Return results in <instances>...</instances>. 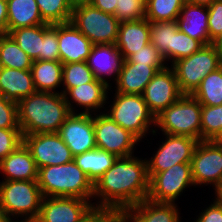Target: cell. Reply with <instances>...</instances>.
<instances>
[{"label":"cell","mask_w":222,"mask_h":222,"mask_svg":"<svg viewBox=\"0 0 222 222\" xmlns=\"http://www.w3.org/2000/svg\"><path fill=\"white\" fill-rule=\"evenodd\" d=\"M148 192L147 161L133 155L118 157L94 183L93 198L101 199L95 208L125 210L147 198Z\"/></svg>","instance_id":"cell-1"},{"label":"cell","mask_w":222,"mask_h":222,"mask_svg":"<svg viewBox=\"0 0 222 222\" xmlns=\"http://www.w3.org/2000/svg\"><path fill=\"white\" fill-rule=\"evenodd\" d=\"M18 125L22 136L37 133H58L71 114L60 92L36 91L17 103Z\"/></svg>","instance_id":"cell-2"},{"label":"cell","mask_w":222,"mask_h":222,"mask_svg":"<svg viewBox=\"0 0 222 222\" xmlns=\"http://www.w3.org/2000/svg\"><path fill=\"white\" fill-rule=\"evenodd\" d=\"M37 183L43 197L93 198L94 184L74 160L38 168Z\"/></svg>","instance_id":"cell-3"},{"label":"cell","mask_w":222,"mask_h":222,"mask_svg":"<svg viewBox=\"0 0 222 222\" xmlns=\"http://www.w3.org/2000/svg\"><path fill=\"white\" fill-rule=\"evenodd\" d=\"M155 125L163 134L188 136L201 141V104L192 95L183 94L155 117Z\"/></svg>","instance_id":"cell-4"},{"label":"cell","mask_w":222,"mask_h":222,"mask_svg":"<svg viewBox=\"0 0 222 222\" xmlns=\"http://www.w3.org/2000/svg\"><path fill=\"white\" fill-rule=\"evenodd\" d=\"M43 195L37 180L0 182V205L7 219L21 216L36 220L40 213Z\"/></svg>","instance_id":"cell-5"},{"label":"cell","mask_w":222,"mask_h":222,"mask_svg":"<svg viewBox=\"0 0 222 222\" xmlns=\"http://www.w3.org/2000/svg\"><path fill=\"white\" fill-rule=\"evenodd\" d=\"M110 112L105 113L118 125L141 140L149 126L155 125V116L149 110L142 95L115 93Z\"/></svg>","instance_id":"cell-6"},{"label":"cell","mask_w":222,"mask_h":222,"mask_svg":"<svg viewBox=\"0 0 222 222\" xmlns=\"http://www.w3.org/2000/svg\"><path fill=\"white\" fill-rule=\"evenodd\" d=\"M177 84L182 94H192L201 81L210 73L222 66V59L213 44L203 47L171 65Z\"/></svg>","instance_id":"cell-7"},{"label":"cell","mask_w":222,"mask_h":222,"mask_svg":"<svg viewBox=\"0 0 222 222\" xmlns=\"http://www.w3.org/2000/svg\"><path fill=\"white\" fill-rule=\"evenodd\" d=\"M70 22L84 34L93 45L116 44L120 21L91 4L73 8Z\"/></svg>","instance_id":"cell-8"},{"label":"cell","mask_w":222,"mask_h":222,"mask_svg":"<svg viewBox=\"0 0 222 222\" xmlns=\"http://www.w3.org/2000/svg\"><path fill=\"white\" fill-rule=\"evenodd\" d=\"M147 198L155 202L175 203L183 190L194 184L191 163H178L157 174H148Z\"/></svg>","instance_id":"cell-9"},{"label":"cell","mask_w":222,"mask_h":222,"mask_svg":"<svg viewBox=\"0 0 222 222\" xmlns=\"http://www.w3.org/2000/svg\"><path fill=\"white\" fill-rule=\"evenodd\" d=\"M93 126L96 147L117 157L132 156L135 144L140 142L103 112L93 117Z\"/></svg>","instance_id":"cell-10"},{"label":"cell","mask_w":222,"mask_h":222,"mask_svg":"<svg viewBox=\"0 0 222 222\" xmlns=\"http://www.w3.org/2000/svg\"><path fill=\"white\" fill-rule=\"evenodd\" d=\"M37 168L63 165L73 160L69 147L58 133H37L23 136Z\"/></svg>","instance_id":"cell-11"},{"label":"cell","mask_w":222,"mask_h":222,"mask_svg":"<svg viewBox=\"0 0 222 222\" xmlns=\"http://www.w3.org/2000/svg\"><path fill=\"white\" fill-rule=\"evenodd\" d=\"M162 142L155 156L147 161L148 174H157L178 163H191L199 140L188 136L164 134Z\"/></svg>","instance_id":"cell-12"},{"label":"cell","mask_w":222,"mask_h":222,"mask_svg":"<svg viewBox=\"0 0 222 222\" xmlns=\"http://www.w3.org/2000/svg\"><path fill=\"white\" fill-rule=\"evenodd\" d=\"M192 177L195 186L213 184L222 177V146L213 140H201L191 159Z\"/></svg>","instance_id":"cell-13"},{"label":"cell","mask_w":222,"mask_h":222,"mask_svg":"<svg viewBox=\"0 0 222 222\" xmlns=\"http://www.w3.org/2000/svg\"><path fill=\"white\" fill-rule=\"evenodd\" d=\"M90 200L75 197H43L36 222H81L93 209Z\"/></svg>","instance_id":"cell-14"},{"label":"cell","mask_w":222,"mask_h":222,"mask_svg":"<svg viewBox=\"0 0 222 222\" xmlns=\"http://www.w3.org/2000/svg\"><path fill=\"white\" fill-rule=\"evenodd\" d=\"M58 134L73 157L97 148L91 114L71 113L60 126Z\"/></svg>","instance_id":"cell-15"},{"label":"cell","mask_w":222,"mask_h":222,"mask_svg":"<svg viewBox=\"0 0 222 222\" xmlns=\"http://www.w3.org/2000/svg\"><path fill=\"white\" fill-rule=\"evenodd\" d=\"M182 95L175 73L169 66L153 76L142 94L149 110L155 117L176 102Z\"/></svg>","instance_id":"cell-16"},{"label":"cell","mask_w":222,"mask_h":222,"mask_svg":"<svg viewBox=\"0 0 222 222\" xmlns=\"http://www.w3.org/2000/svg\"><path fill=\"white\" fill-rule=\"evenodd\" d=\"M58 46L63 64L86 61L93 44L71 22L58 24Z\"/></svg>","instance_id":"cell-17"},{"label":"cell","mask_w":222,"mask_h":222,"mask_svg":"<svg viewBox=\"0 0 222 222\" xmlns=\"http://www.w3.org/2000/svg\"><path fill=\"white\" fill-rule=\"evenodd\" d=\"M123 61L122 54L119 52L115 44L93 45L86 60L87 65L92 70L95 78L106 83L108 86L110 85L104 76L115 75L116 78L114 80L116 81L119 71L122 68Z\"/></svg>","instance_id":"cell-18"},{"label":"cell","mask_w":222,"mask_h":222,"mask_svg":"<svg viewBox=\"0 0 222 222\" xmlns=\"http://www.w3.org/2000/svg\"><path fill=\"white\" fill-rule=\"evenodd\" d=\"M107 90H109V86L106 83L95 79L93 82L70 88L63 95L71 113L76 112L73 110L74 108L73 105H71L69 97L73 100L72 103H76V105L85 108V110L80 113L91 114L95 109L97 111V109L99 110L104 107L107 100Z\"/></svg>","instance_id":"cell-19"},{"label":"cell","mask_w":222,"mask_h":222,"mask_svg":"<svg viewBox=\"0 0 222 222\" xmlns=\"http://www.w3.org/2000/svg\"><path fill=\"white\" fill-rule=\"evenodd\" d=\"M208 16L207 6L185 2L176 20L178 29L203 45L212 44L208 33Z\"/></svg>","instance_id":"cell-20"},{"label":"cell","mask_w":222,"mask_h":222,"mask_svg":"<svg viewBox=\"0 0 222 222\" xmlns=\"http://www.w3.org/2000/svg\"><path fill=\"white\" fill-rule=\"evenodd\" d=\"M125 212L127 222H179L181 218L175 203L155 202L148 198Z\"/></svg>","instance_id":"cell-21"},{"label":"cell","mask_w":222,"mask_h":222,"mask_svg":"<svg viewBox=\"0 0 222 222\" xmlns=\"http://www.w3.org/2000/svg\"><path fill=\"white\" fill-rule=\"evenodd\" d=\"M148 43H150V22L146 18L120 22L115 45L124 60Z\"/></svg>","instance_id":"cell-22"},{"label":"cell","mask_w":222,"mask_h":222,"mask_svg":"<svg viewBox=\"0 0 222 222\" xmlns=\"http://www.w3.org/2000/svg\"><path fill=\"white\" fill-rule=\"evenodd\" d=\"M0 171L5 181L37 180L38 168L24 143L20 144L0 162Z\"/></svg>","instance_id":"cell-23"},{"label":"cell","mask_w":222,"mask_h":222,"mask_svg":"<svg viewBox=\"0 0 222 222\" xmlns=\"http://www.w3.org/2000/svg\"><path fill=\"white\" fill-rule=\"evenodd\" d=\"M158 70L150 65L123 62L116 79V92L142 95L145 87Z\"/></svg>","instance_id":"cell-24"},{"label":"cell","mask_w":222,"mask_h":222,"mask_svg":"<svg viewBox=\"0 0 222 222\" xmlns=\"http://www.w3.org/2000/svg\"><path fill=\"white\" fill-rule=\"evenodd\" d=\"M31 70L0 67V95L14 102L36 92Z\"/></svg>","instance_id":"cell-25"},{"label":"cell","mask_w":222,"mask_h":222,"mask_svg":"<svg viewBox=\"0 0 222 222\" xmlns=\"http://www.w3.org/2000/svg\"><path fill=\"white\" fill-rule=\"evenodd\" d=\"M46 24L36 0H7V34L24 27Z\"/></svg>","instance_id":"cell-26"},{"label":"cell","mask_w":222,"mask_h":222,"mask_svg":"<svg viewBox=\"0 0 222 222\" xmlns=\"http://www.w3.org/2000/svg\"><path fill=\"white\" fill-rule=\"evenodd\" d=\"M117 158L113 153L96 148L73 157V160L94 184Z\"/></svg>","instance_id":"cell-27"},{"label":"cell","mask_w":222,"mask_h":222,"mask_svg":"<svg viewBox=\"0 0 222 222\" xmlns=\"http://www.w3.org/2000/svg\"><path fill=\"white\" fill-rule=\"evenodd\" d=\"M61 61L36 60L31 66L32 78L37 91L56 92L54 89L62 84Z\"/></svg>","instance_id":"cell-28"},{"label":"cell","mask_w":222,"mask_h":222,"mask_svg":"<svg viewBox=\"0 0 222 222\" xmlns=\"http://www.w3.org/2000/svg\"><path fill=\"white\" fill-rule=\"evenodd\" d=\"M8 34L33 61L42 60L44 24L13 29Z\"/></svg>","instance_id":"cell-29"},{"label":"cell","mask_w":222,"mask_h":222,"mask_svg":"<svg viewBox=\"0 0 222 222\" xmlns=\"http://www.w3.org/2000/svg\"><path fill=\"white\" fill-rule=\"evenodd\" d=\"M33 60L9 34L0 35V67L31 70Z\"/></svg>","instance_id":"cell-30"},{"label":"cell","mask_w":222,"mask_h":222,"mask_svg":"<svg viewBox=\"0 0 222 222\" xmlns=\"http://www.w3.org/2000/svg\"><path fill=\"white\" fill-rule=\"evenodd\" d=\"M191 95L201 105H222V66L210 72Z\"/></svg>","instance_id":"cell-31"},{"label":"cell","mask_w":222,"mask_h":222,"mask_svg":"<svg viewBox=\"0 0 222 222\" xmlns=\"http://www.w3.org/2000/svg\"><path fill=\"white\" fill-rule=\"evenodd\" d=\"M178 30L177 21L150 22V43L159 50L166 61L171 58L173 35Z\"/></svg>","instance_id":"cell-32"},{"label":"cell","mask_w":222,"mask_h":222,"mask_svg":"<svg viewBox=\"0 0 222 222\" xmlns=\"http://www.w3.org/2000/svg\"><path fill=\"white\" fill-rule=\"evenodd\" d=\"M185 0H146L145 18L149 22L176 21Z\"/></svg>","instance_id":"cell-33"},{"label":"cell","mask_w":222,"mask_h":222,"mask_svg":"<svg viewBox=\"0 0 222 222\" xmlns=\"http://www.w3.org/2000/svg\"><path fill=\"white\" fill-rule=\"evenodd\" d=\"M46 24H64L71 20L72 8L67 0H36Z\"/></svg>","instance_id":"cell-34"},{"label":"cell","mask_w":222,"mask_h":222,"mask_svg":"<svg viewBox=\"0 0 222 222\" xmlns=\"http://www.w3.org/2000/svg\"><path fill=\"white\" fill-rule=\"evenodd\" d=\"M95 79L86 61L63 64L62 85L65 89L61 93L64 94L70 88L93 82Z\"/></svg>","instance_id":"cell-35"},{"label":"cell","mask_w":222,"mask_h":222,"mask_svg":"<svg viewBox=\"0 0 222 222\" xmlns=\"http://www.w3.org/2000/svg\"><path fill=\"white\" fill-rule=\"evenodd\" d=\"M222 130V105H201V140H214Z\"/></svg>","instance_id":"cell-36"},{"label":"cell","mask_w":222,"mask_h":222,"mask_svg":"<svg viewBox=\"0 0 222 222\" xmlns=\"http://www.w3.org/2000/svg\"><path fill=\"white\" fill-rule=\"evenodd\" d=\"M203 44L194 38L186 35L184 32L178 30L173 35L171 47V60L172 64L182 58L189 57L193 53L199 51Z\"/></svg>","instance_id":"cell-37"},{"label":"cell","mask_w":222,"mask_h":222,"mask_svg":"<svg viewBox=\"0 0 222 222\" xmlns=\"http://www.w3.org/2000/svg\"><path fill=\"white\" fill-rule=\"evenodd\" d=\"M123 62L138 63L142 65H150L155 67L158 71L165 69L167 66L163 56L159 53V50L153 46L151 43H148L141 49H139L134 54H131Z\"/></svg>","instance_id":"cell-38"},{"label":"cell","mask_w":222,"mask_h":222,"mask_svg":"<svg viewBox=\"0 0 222 222\" xmlns=\"http://www.w3.org/2000/svg\"><path fill=\"white\" fill-rule=\"evenodd\" d=\"M42 60L60 61L58 46V24H44L42 41Z\"/></svg>","instance_id":"cell-39"},{"label":"cell","mask_w":222,"mask_h":222,"mask_svg":"<svg viewBox=\"0 0 222 222\" xmlns=\"http://www.w3.org/2000/svg\"><path fill=\"white\" fill-rule=\"evenodd\" d=\"M115 16L122 21H137L145 18V6L139 0H118Z\"/></svg>","instance_id":"cell-40"},{"label":"cell","mask_w":222,"mask_h":222,"mask_svg":"<svg viewBox=\"0 0 222 222\" xmlns=\"http://www.w3.org/2000/svg\"><path fill=\"white\" fill-rule=\"evenodd\" d=\"M22 143L20 128L0 129V162Z\"/></svg>","instance_id":"cell-41"},{"label":"cell","mask_w":222,"mask_h":222,"mask_svg":"<svg viewBox=\"0 0 222 222\" xmlns=\"http://www.w3.org/2000/svg\"><path fill=\"white\" fill-rule=\"evenodd\" d=\"M19 128L17 102L0 95V129Z\"/></svg>","instance_id":"cell-42"},{"label":"cell","mask_w":222,"mask_h":222,"mask_svg":"<svg viewBox=\"0 0 222 222\" xmlns=\"http://www.w3.org/2000/svg\"><path fill=\"white\" fill-rule=\"evenodd\" d=\"M208 12V33L213 42L222 33V0L213 1Z\"/></svg>","instance_id":"cell-43"},{"label":"cell","mask_w":222,"mask_h":222,"mask_svg":"<svg viewBox=\"0 0 222 222\" xmlns=\"http://www.w3.org/2000/svg\"><path fill=\"white\" fill-rule=\"evenodd\" d=\"M89 222H127L124 209H97L89 213Z\"/></svg>","instance_id":"cell-44"},{"label":"cell","mask_w":222,"mask_h":222,"mask_svg":"<svg viewBox=\"0 0 222 222\" xmlns=\"http://www.w3.org/2000/svg\"><path fill=\"white\" fill-rule=\"evenodd\" d=\"M196 222H222V203L214 201L199 215Z\"/></svg>","instance_id":"cell-45"},{"label":"cell","mask_w":222,"mask_h":222,"mask_svg":"<svg viewBox=\"0 0 222 222\" xmlns=\"http://www.w3.org/2000/svg\"><path fill=\"white\" fill-rule=\"evenodd\" d=\"M117 1L118 0H91L90 4L105 13H110L115 16Z\"/></svg>","instance_id":"cell-46"},{"label":"cell","mask_w":222,"mask_h":222,"mask_svg":"<svg viewBox=\"0 0 222 222\" xmlns=\"http://www.w3.org/2000/svg\"><path fill=\"white\" fill-rule=\"evenodd\" d=\"M7 34V0H0V35Z\"/></svg>","instance_id":"cell-47"},{"label":"cell","mask_w":222,"mask_h":222,"mask_svg":"<svg viewBox=\"0 0 222 222\" xmlns=\"http://www.w3.org/2000/svg\"><path fill=\"white\" fill-rule=\"evenodd\" d=\"M222 59V33L212 43Z\"/></svg>","instance_id":"cell-48"},{"label":"cell","mask_w":222,"mask_h":222,"mask_svg":"<svg viewBox=\"0 0 222 222\" xmlns=\"http://www.w3.org/2000/svg\"><path fill=\"white\" fill-rule=\"evenodd\" d=\"M67 2L69 3L71 8L73 9L78 6L90 4L91 0H67Z\"/></svg>","instance_id":"cell-49"},{"label":"cell","mask_w":222,"mask_h":222,"mask_svg":"<svg viewBox=\"0 0 222 222\" xmlns=\"http://www.w3.org/2000/svg\"><path fill=\"white\" fill-rule=\"evenodd\" d=\"M215 194H216V201L222 203V177L220 179V182L215 186Z\"/></svg>","instance_id":"cell-50"},{"label":"cell","mask_w":222,"mask_h":222,"mask_svg":"<svg viewBox=\"0 0 222 222\" xmlns=\"http://www.w3.org/2000/svg\"><path fill=\"white\" fill-rule=\"evenodd\" d=\"M213 1L215 0H185V2L191 3V4H198L202 6H209Z\"/></svg>","instance_id":"cell-51"},{"label":"cell","mask_w":222,"mask_h":222,"mask_svg":"<svg viewBox=\"0 0 222 222\" xmlns=\"http://www.w3.org/2000/svg\"><path fill=\"white\" fill-rule=\"evenodd\" d=\"M8 219L6 218L4 212H3V208L0 205V222H6Z\"/></svg>","instance_id":"cell-52"},{"label":"cell","mask_w":222,"mask_h":222,"mask_svg":"<svg viewBox=\"0 0 222 222\" xmlns=\"http://www.w3.org/2000/svg\"><path fill=\"white\" fill-rule=\"evenodd\" d=\"M215 143H222V130L218 136L213 140Z\"/></svg>","instance_id":"cell-53"},{"label":"cell","mask_w":222,"mask_h":222,"mask_svg":"<svg viewBox=\"0 0 222 222\" xmlns=\"http://www.w3.org/2000/svg\"><path fill=\"white\" fill-rule=\"evenodd\" d=\"M24 220V221H23ZM22 221L20 222H36V220H26V219H23ZM6 222H19V221H13L12 219H8Z\"/></svg>","instance_id":"cell-54"},{"label":"cell","mask_w":222,"mask_h":222,"mask_svg":"<svg viewBox=\"0 0 222 222\" xmlns=\"http://www.w3.org/2000/svg\"><path fill=\"white\" fill-rule=\"evenodd\" d=\"M81 222H89V214Z\"/></svg>","instance_id":"cell-55"},{"label":"cell","mask_w":222,"mask_h":222,"mask_svg":"<svg viewBox=\"0 0 222 222\" xmlns=\"http://www.w3.org/2000/svg\"><path fill=\"white\" fill-rule=\"evenodd\" d=\"M139 1L145 6L146 0H139Z\"/></svg>","instance_id":"cell-56"}]
</instances>
